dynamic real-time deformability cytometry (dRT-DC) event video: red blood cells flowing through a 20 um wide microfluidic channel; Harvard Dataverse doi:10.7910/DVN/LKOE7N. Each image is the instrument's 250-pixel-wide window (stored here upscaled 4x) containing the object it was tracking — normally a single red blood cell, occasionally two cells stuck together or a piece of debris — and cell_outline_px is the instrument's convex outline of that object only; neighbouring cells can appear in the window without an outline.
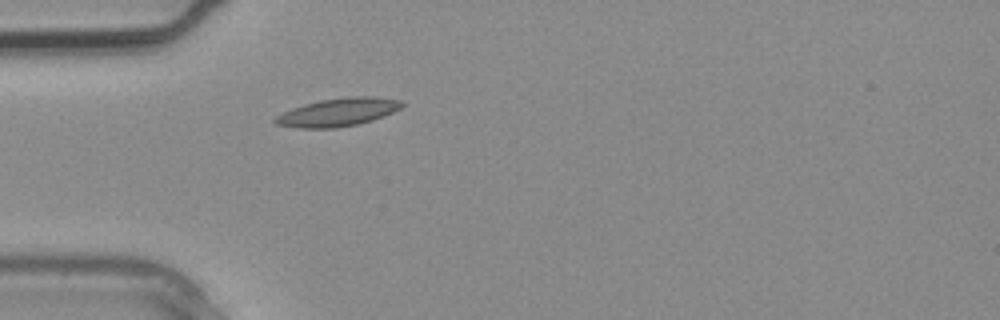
{"species": "common noctule bat (a hibernating species)", "species_latin": "Nyctalus noctula", "temperature_condition": "warm", "stored_images_in_passage": 1, "camera_frame_rate_fps": 3000, "um_per_image_px": 0.085, "animal": {"sex": "male", "body_mass_g": 20.4}, "frame": {"image": 1, "passage_image": 1, "time_ms": 0.0, "image_size_px": [1000, 320], "cell_outline_px": [[404, 104], [400, 108], [392, 112], [372, 120], [356, 124], [336, 128], [296, 128], [276, 124], [272, 120], [276, 116], [292, 108], [304, 104], [320, 100], [348, 96], [376, 96], [400, 100]], "centroid_in_image_um": [28.71, 9.53], "position_along_channel_um": 56.3, "area_um2": 20.69}}